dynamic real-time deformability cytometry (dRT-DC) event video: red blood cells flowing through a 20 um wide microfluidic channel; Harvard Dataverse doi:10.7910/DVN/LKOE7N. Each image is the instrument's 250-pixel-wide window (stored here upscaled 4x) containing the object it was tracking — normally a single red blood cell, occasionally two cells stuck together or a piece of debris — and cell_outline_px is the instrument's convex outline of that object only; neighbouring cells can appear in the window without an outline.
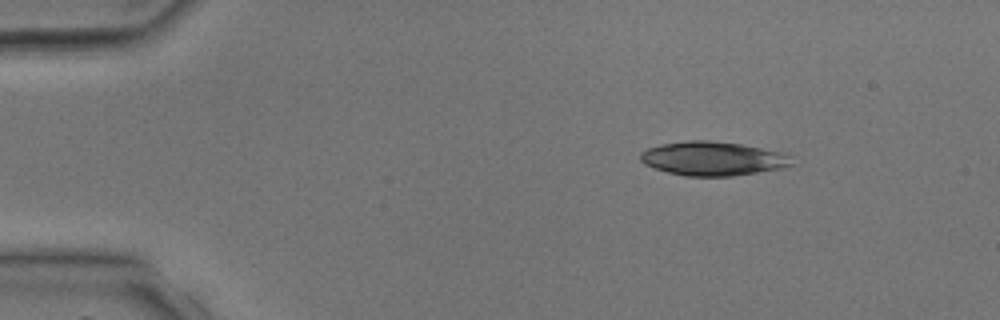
{"species": "common noctule bat (a hibernating species)", "species_latin": "Nyctalus noctula", "temperature_condition": "room temperature", "stored_images_in_passage": 4, "camera_frame_rate_fps": 3000, "um_per_image_px": 0.085, "animal": {"sex": "male", "body_mass_g": 17.9, "forearm_length_mm": 54.2}, "frame": {"image": 1, "passage_image": 1, "time_ms": 0.0, "image_size_px": [1000, 320], "cell_outline_px": [[796, 164], [784, 168], [732, 176], [684, 176], [668, 172], [644, 164], [640, 160], [640, 152], [648, 148], [660, 144], [688, 140], [708, 140], [740, 144], [780, 152], [788, 156]], "centroid_in_image_um": [60.58, 13.48], "position_along_channel_um": 24.4, "area_um2": 29.94}}
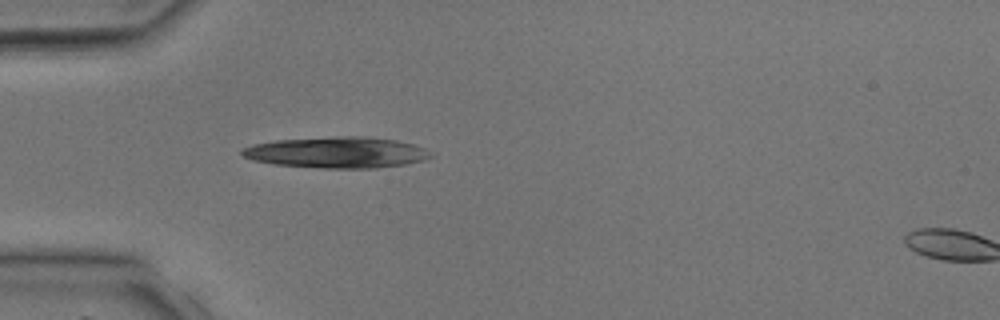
{"frame": {"image": 2, "passage_image": 3, "time_ms": 2.0, "image_size_px": [1000, 320], "cell_outline_px": [[432, 156], [424, 160], [404, 164], [376, 168], [324, 168], [272, 164], [252, 160], [244, 156], [240, 152], [240, 148], [252, 144], [276, 140], [336, 136], [364, 136], [396, 140], [412, 144], [424, 148], [432, 152]], "centroid_in_image_um": [28.6, 12.95], "position_along_channel_um": 56.4, "area_um2": 34.33}}